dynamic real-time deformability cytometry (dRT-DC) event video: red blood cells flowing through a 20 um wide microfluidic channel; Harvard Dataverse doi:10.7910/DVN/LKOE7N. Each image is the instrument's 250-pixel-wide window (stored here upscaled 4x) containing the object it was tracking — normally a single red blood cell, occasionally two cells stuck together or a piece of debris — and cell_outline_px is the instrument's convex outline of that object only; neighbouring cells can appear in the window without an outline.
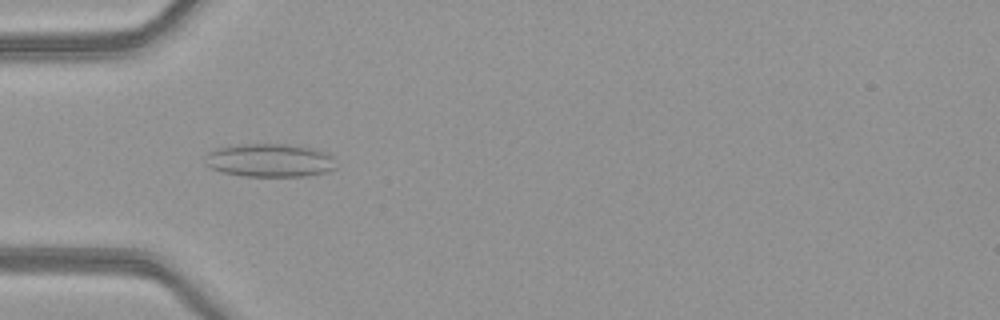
{"species": "common noctule bat (a hibernating species)", "species_latin": "Nyctalus noctula", "temperature_condition": "warm", "stored_images_in_passage": 37, "camera_frame_rate_fps": 3000, "um_per_image_px": 0.085, "animal": {"sex": "female", "body_mass_g": 21.9}, "frame": {"image": 1, "passage_image": 10, "time_ms": 3.0, "image_size_px": [1000, 320], "cell_outline_px": [[336, 168], [328, 172], [304, 176], [244, 176], [224, 172], [212, 168], [204, 164], [204, 156], [208, 152], [216, 148], [244, 144], [284, 144], [312, 148], [324, 152], [332, 156]], "centroid_in_image_um": [22.91, 13.63], "position_along_channel_um": 62.1, "area_um2": 25.37}}
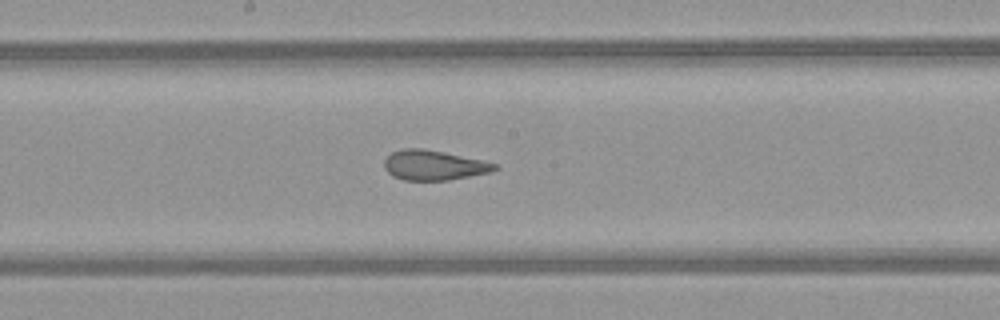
{"frame": {"image": 2, "passage_image": 21, "time_ms": 6.667, "image_size_px": [1000, 320], "cell_outline_px": [[500, 168], [492, 172], [448, 180], [404, 180], [392, 176], [384, 168], [384, 160], [392, 152], [400, 148], [424, 148], [444, 152], [500, 164]], "centroid_in_image_um": [36.89, 14.04], "position_along_channel_um": 211.3, "area_um2": 19.42}}
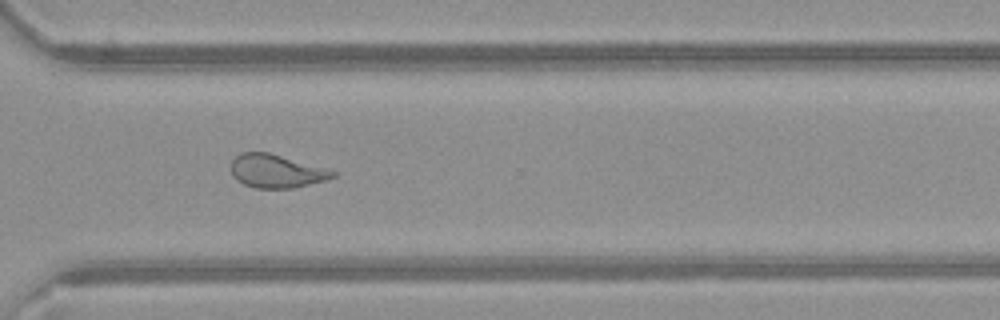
{"frame": {"image": 3, "passage_image": 31, "time_ms": 10.0, "image_size_px": [1000, 320], "cell_outline_px": [[336, 176], [328, 180], [292, 188], [256, 188], [244, 184], [236, 180], [232, 176], [232, 160], [240, 152], [268, 152], [324, 168], [336, 172]], "centroid_in_image_um": [23.47, 14.55], "position_along_channel_um": 347.1, "area_um2": 19.59}, "authors_computed_cell_mechanics": {"area_um2": 21.2126, "velocity_mm_per_s": 4.0936, "shape_relaxation_time_tau1_ms": null, "shape_relaxation_time_tau2_ms": 1.189, "deformation_change_tau1": null, "deformation_change_tau2": 0.1046}}